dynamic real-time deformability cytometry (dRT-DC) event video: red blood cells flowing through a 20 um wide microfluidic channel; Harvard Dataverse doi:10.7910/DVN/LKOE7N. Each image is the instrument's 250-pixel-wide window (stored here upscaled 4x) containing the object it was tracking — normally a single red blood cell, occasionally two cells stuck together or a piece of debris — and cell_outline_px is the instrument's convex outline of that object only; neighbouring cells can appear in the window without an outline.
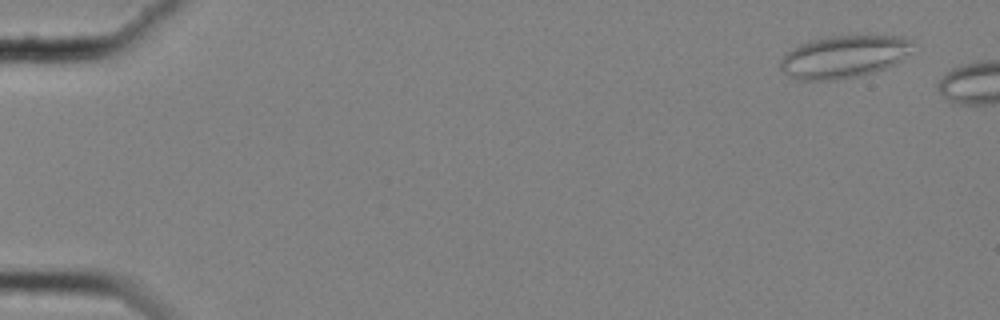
{"species": "common noctule bat (a hibernating species)", "species_latin": "Nyctalus noctula", "temperature_condition": "cold", "stored_images_in_passage": 53, "camera_frame_rate_fps": 3000, "um_per_image_px": 0.085, "animal": {"sex": "female", "body_mass_g": 25.1}, "frame": {"image": 1, "passage_image": 4, "time_ms": 1.0, "image_size_px": [1000, 320], "cell_outline_px": [[916, 40], [912, 52], [896, 64], [872, 72], [856, 76], [836, 80], [796, 80], [788, 76], [780, 68], [780, 60], [796, 44], [808, 40], [828, 36], [856, 32], [908, 36]], "centroid_in_image_um": [71.82, 4.74], "position_along_channel_um": 13.2, "area_um2": 34.45}}
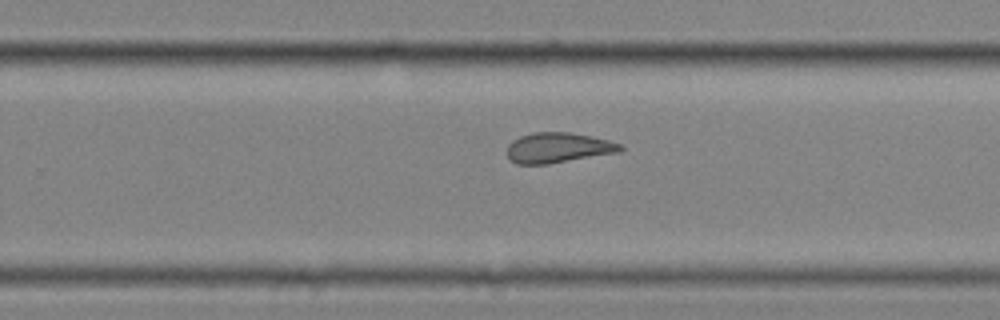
{"frame": {"image": 2, "passage_image": 39, "time_ms": 12.667, "image_size_px": [1000, 320], "cell_outline_px": [[624, 148], [620, 152], [548, 164], [516, 164], [508, 156], [508, 144], [512, 140], [520, 136], [532, 132], [568, 132], [592, 136], [608, 140], [620, 144]], "centroid_in_image_um": [47.44, 12.55], "position_along_channel_um": 282.4, "area_um2": 19.94}}
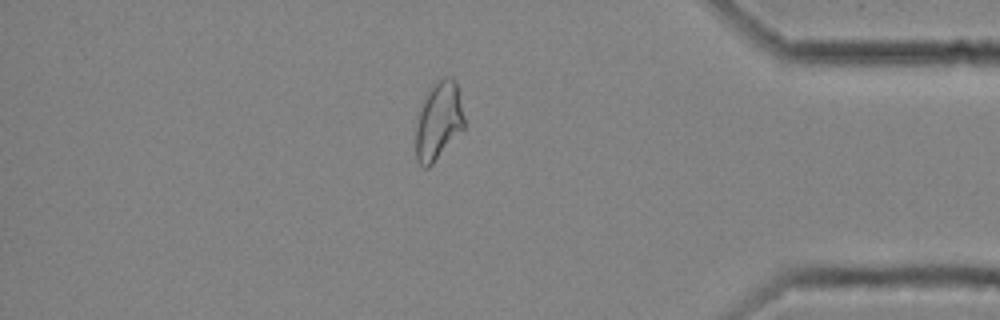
{"frame": {"image": 3, "passage_image": 51, "time_ms": 16.667, "image_size_px": [1000, 320], "cell_outline_px": [[464, 128], [432, 164], [428, 168], [424, 168], [416, 160], [416, 128], [424, 96], [444, 76], [452, 76], [456, 80], [464, 116]], "centroid_in_image_um": [37.29, 10.29], "position_along_channel_um": 397.9, "area_um2": 21.68}}